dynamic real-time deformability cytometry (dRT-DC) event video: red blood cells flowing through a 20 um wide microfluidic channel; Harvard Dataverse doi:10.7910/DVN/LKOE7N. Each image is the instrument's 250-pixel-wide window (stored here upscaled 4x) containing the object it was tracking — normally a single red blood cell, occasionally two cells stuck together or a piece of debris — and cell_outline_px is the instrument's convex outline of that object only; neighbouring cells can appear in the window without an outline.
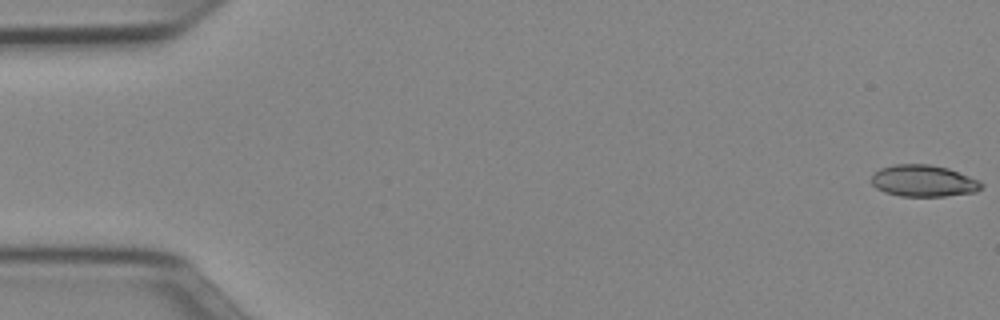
{"species": "Egyptian fruit bat (a non-hibernating species)", "species_latin": "Rousettus aegyptiacus", "temperature_condition": "cold", "stored_images_in_passage": 53, "camera_frame_rate_fps": 3000, "um_per_image_px": 0.085, "animal": {"sex": "female"}, "frame": {"image": 1, "passage_image": 1, "time_ms": 0.0, "image_size_px": [1000, 320], "cell_outline_px": [[984, 184], [976, 192], [944, 196], [900, 196], [884, 192], [876, 188], [872, 184], [872, 172], [880, 168], [896, 164], [928, 164], [948, 168], [980, 180]], "centroid_in_image_um": [78.49, 15.37], "position_along_channel_um": 6.5, "area_um2": 20.4}}
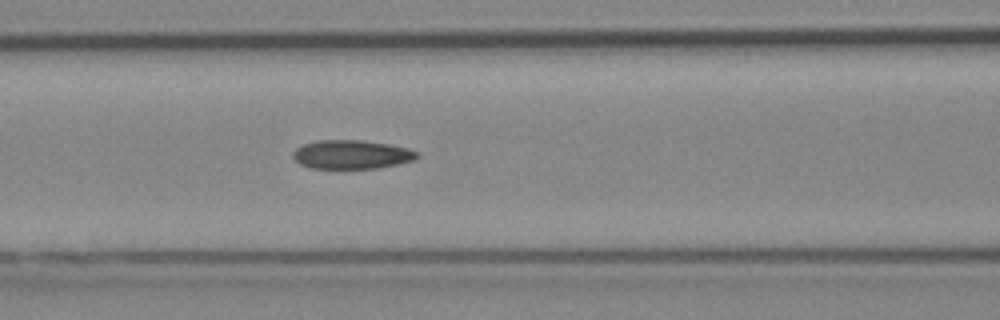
{"frame": {"image": 2, "passage_image": 22, "time_ms": 7.0, "image_size_px": [1000, 320], "cell_outline_px": [[420, 156], [412, 160], [396, 164], [376, 168], [308, 168], [300, 164], [292, 156], [292, 152], [296, 148], [304, 144], [316, 140], [364, 140], [388, 144], [408, 148], [416, 152]], "centroid_in_image_um": [29.84, 13.12], "position_along_channel_um": 136.8, "area_um2": 20.75}}
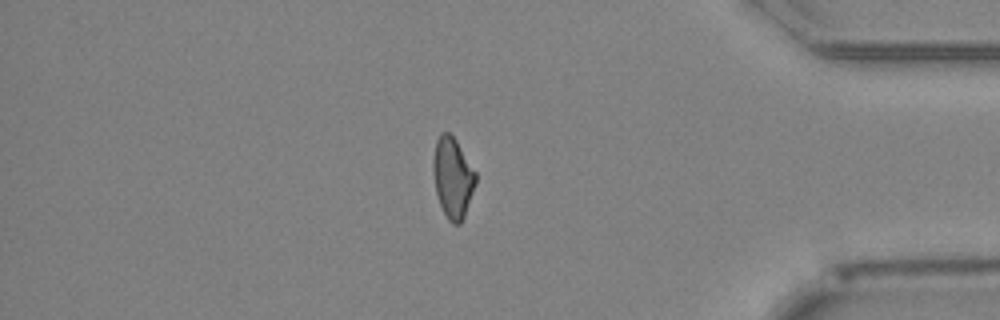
{"frame": {"image": 3, "passage_image": 44, "time_ms": 14.333, "image_size_px": [1000, 320], "cell_outline_px": [[476, 184], [464, 216], [460, 224], [452, 224], [448, 220], [440, 204], [436, 192], [432, 172], [432, 160], [436, 140], [440, 132], [448, 132], [456, 140], [476, 172]], "centroid_in_image_um": [38.47, 15.08], "position_along_channel_um": 396.7, "area_um2": 20.0}, "authors_computed_cell_mechanics": {"area_um2": 20.5768, "velocity_mm_per_s": 3.9638, "shape_relaxation_time_tau1_ms": null, "shape_relaxation_time_tau2_ms": 4.2645, "deformation_change_tau1": null, "deformation_change_tau2": 0.1058}}